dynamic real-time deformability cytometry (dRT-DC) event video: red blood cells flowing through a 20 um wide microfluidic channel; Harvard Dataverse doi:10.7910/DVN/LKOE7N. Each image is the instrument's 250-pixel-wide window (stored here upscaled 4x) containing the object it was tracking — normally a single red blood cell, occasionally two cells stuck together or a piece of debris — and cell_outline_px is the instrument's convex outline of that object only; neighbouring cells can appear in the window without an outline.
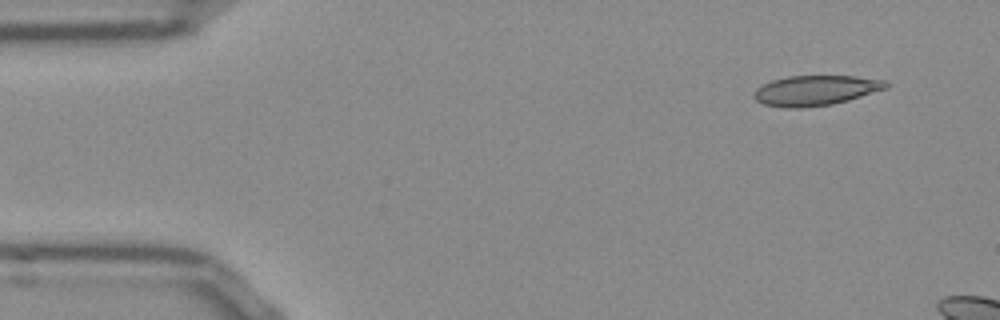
{"species": "Egyptian fruit bat (a non-hibernating species)", "species_latin": "Rousettus aegyptiacus", "temperature_condition": "room temperature", "stored_images_in_passage": 7, "camera_frame_rate_fps": 3000, "um_per_image_px": 0.085, "frame": {"image": 1, "passage_image": 1, "time_ms": 0.0, "image_size_px": [1000, 320], "cell_outline_px": [[888, 88], [848, 100], [832, 104], [800, 108], [788, 108], [764, 104], [756, 100], [752, 96], [752, 92], [756, 88], [772, 80], [788, 76], [856, 76], [884, 80], [888, 84]], "centroid_in_image_um": [69.3, 7.68], "position_along_channel_um": 15.7, "area_um2": 23.12}}